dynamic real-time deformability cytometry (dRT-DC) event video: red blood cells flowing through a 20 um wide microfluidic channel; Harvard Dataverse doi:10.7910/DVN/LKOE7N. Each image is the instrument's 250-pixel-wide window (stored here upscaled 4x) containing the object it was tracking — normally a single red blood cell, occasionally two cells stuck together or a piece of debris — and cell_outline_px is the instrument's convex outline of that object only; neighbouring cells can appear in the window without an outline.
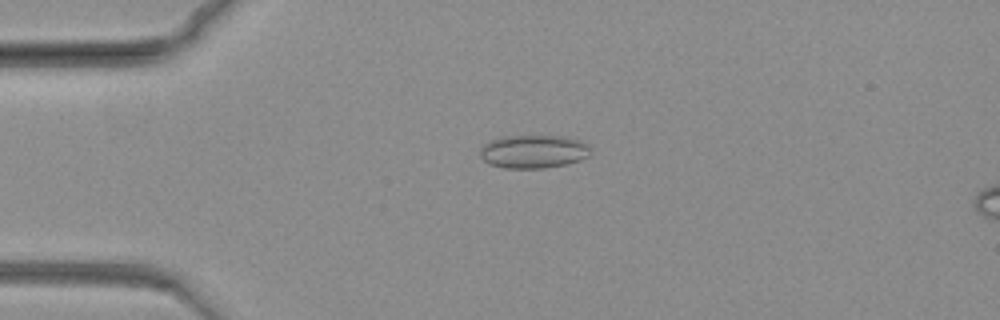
{"species": "common noctule bat (a hibernating species)", "species_latin": "Nyctalus noctula", "temperature_condition": "warm", "stored_images_in_passage": 82, "camera_frame_rate_fps": 3000, "um_per_image_px": 0.085, "animal": {"sex": "female", "body_mass_g": 19.3, "forearm_length_mm": 54.1}, "frame": {"image": 1, "passage_image": 20, "time_ms": 6.333, "image_size_px": [1000, 320], "cell_outline_px": [[592, 148], [588, 156], [580, 160], [564, 164], [544, 168], [504, 168], [492, 164], [484, 160], [480, 156], [480, 148], [484, 144], [492, 140], [504, 136], [560, 136], [580, 140], [588, 144]], "centroid_in_image_um": [45.36, 12.88], "position_along_channel_um": 39.6, "area_um2": 21.33}}
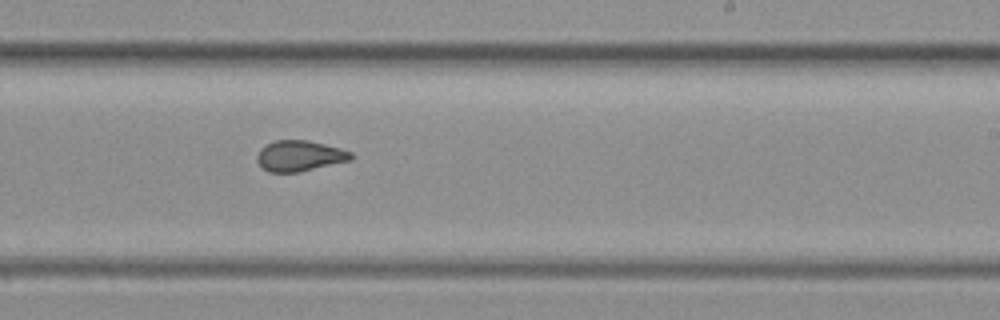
{"frame": {"image": 2, "passage_image": 50, "time_ms": 16.333, "image_size_px": [1000, 320], "cell_outline_px": [[352, 160], [300, 172], [268, 172], [260, 168], [256, 160], [256, 156], [260, 148], [272, 140], [308, 140], [340, 148], [352, 152]], "centroid_in_image_um": [25.42, 13.25], "position_along_channel_um": 263.6, "area_um2": 17.11}}
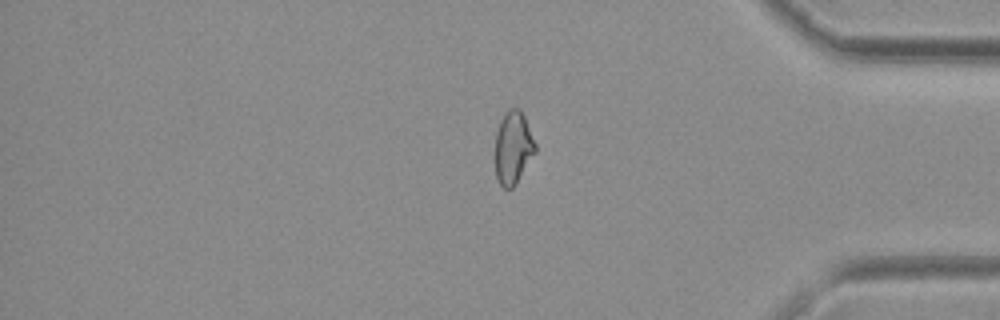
{"frame": {"image": 3, "passage_image": 68, "time_ms": 22.333, "image_size_px": [1000, 320], "cell_outline_px": [[536, 152], [516, 184], [512, 188], [504, 188], [500, 184], [496, 176], [496, 132], [500, 120], [508, 108], [520, 108], [524, 116], [536, 144]], "centroid_in_image_um": [43.62, 12.54], "position_along_channel_um": 391.6, "area_um2": 16.99}}